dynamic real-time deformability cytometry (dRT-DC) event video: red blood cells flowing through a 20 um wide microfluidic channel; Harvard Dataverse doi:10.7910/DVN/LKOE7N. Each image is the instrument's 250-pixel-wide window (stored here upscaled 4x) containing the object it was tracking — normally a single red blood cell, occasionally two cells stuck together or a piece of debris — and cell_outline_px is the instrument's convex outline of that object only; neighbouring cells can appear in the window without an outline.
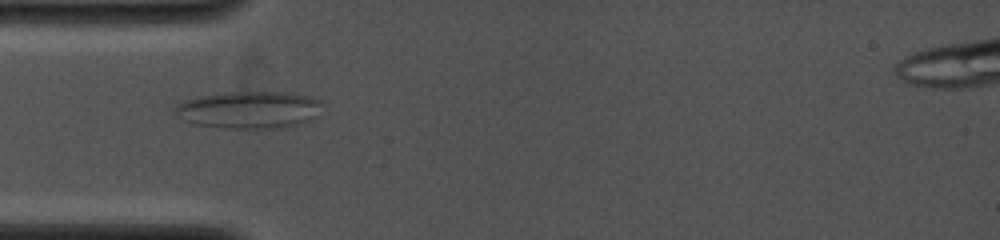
{"species": "common noctule bat (a hibernating species)", "species_latin": "Nyctalus noctula", "temperature_condition": "cold", "stored_images_in_passage": 9, "camera_frame_rate_fps": 4000, "um_per_image_px": 0.085, "animal": {"sex": "female", "body_mass_g": 19.0, "forearm_length_mm": 53.3}, "frame": {"image": 1, "passage_image": 3, "time_ms": 2.0, "image_size_px": [1000, 240], "cell_outline_px": [[320, 104], [312, 116], [308, 120], [296, 124], [268, 128], [224, 128], [196, 124], [184, 120], [176, 116], [172, 112], [172, 108], [176, 104], [184, 100], [200, 96], [224, 92], [284, 92], [312, 96], [320, 100]], "centroid_in_image_um": [21.04, 9.31], "position_along_channel_um": 64.0, "area_um2": 31.56}}
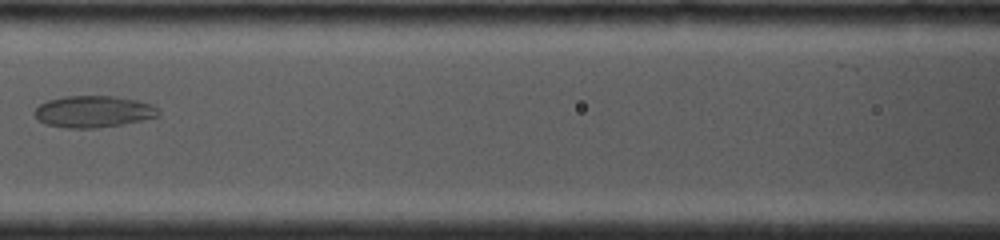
{"frame": {"image": 2, "passage_image": 8, "time_ms": 4.25, "image_size_px": [1000, 240], "cell_outline_px": [[160, 116], [120, 124], [96, 128], [68, 128], [44, 124], [32, 112], [40, 104], [48, 100], [64, 96], [112, 96], [136, 100], [152, 104], [160, 108]], "centroid_in_image_um": [7.94, 9.48], "position_along_channel_um": 158.7, "area_um2": 22.83}}